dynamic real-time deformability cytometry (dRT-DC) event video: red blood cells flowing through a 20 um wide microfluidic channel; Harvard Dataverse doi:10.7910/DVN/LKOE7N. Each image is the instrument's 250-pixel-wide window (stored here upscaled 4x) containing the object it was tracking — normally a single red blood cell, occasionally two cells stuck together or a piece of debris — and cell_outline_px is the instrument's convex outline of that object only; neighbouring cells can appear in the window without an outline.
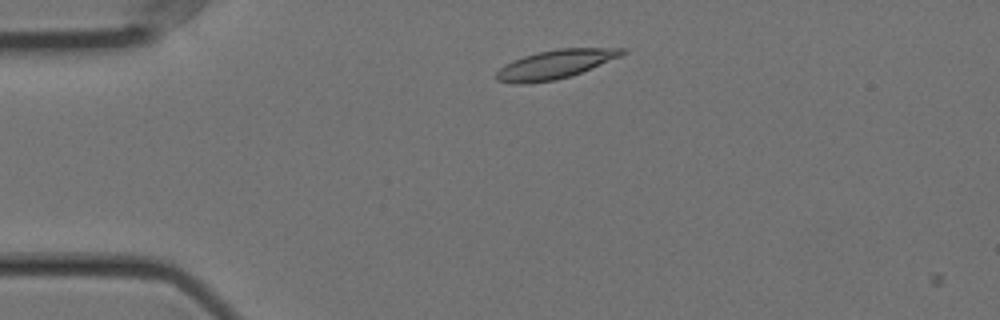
{"species": "Egyptian fruit bat (a non-hibernating species)", "species_latin": "Rousettus aegyptiacus", "temperature_condition": "cold", "stored_images_in_passage": 3, "camera_frame_rate_fps": 3000, "um_per_image_px": 0.085, "animal": {"sex": "female"}, "frame": {"image": 1, "passage_image": 2, "time_ms": 0.333, "image_size_px": [1000, 320], "cell_outline_px": [[628, 52], [620, 56], [580, 72], [556, 80], [528, 84], [516, 84], [496, 80], [496, 72], [504, 64], [512, 60], [524, 56], [540, 52], [560, 48], [628, 48]], "centroid_in_image_um": [47.16, 5.47], "position_along_channel_um": 37.8, "area_um2": 20.92}}